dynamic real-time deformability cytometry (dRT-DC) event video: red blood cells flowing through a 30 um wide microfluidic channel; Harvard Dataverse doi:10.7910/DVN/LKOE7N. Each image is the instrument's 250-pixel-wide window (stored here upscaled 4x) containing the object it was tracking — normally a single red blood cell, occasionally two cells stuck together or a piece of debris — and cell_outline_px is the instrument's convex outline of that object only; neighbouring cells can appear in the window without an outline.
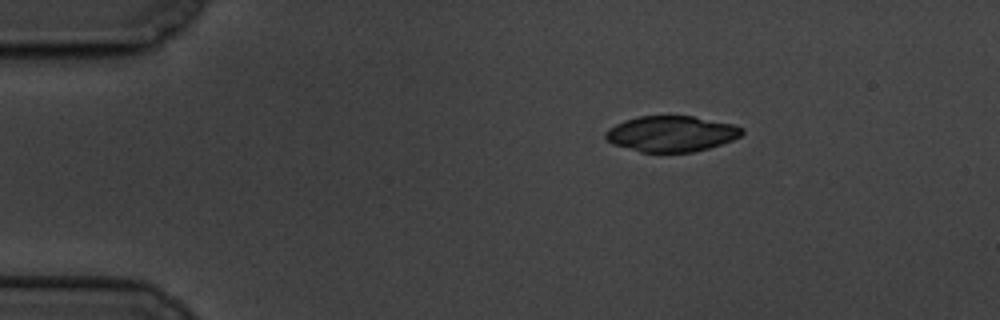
{"species": "common noctule bat (a hibernating species)", "species_latin": "Nyctalus noctula", "temperature_condition": "cold", "stored_images_in_passage": 3, "camera_frame_rate_fps": 3000, "um_per_image_px": 0.085, "animal": {"sex": "male", "body_mass_g": 19.5, "forearm_length_mm": 54.6}, "frame": {"image": 1, "passage_image": 3, "time_ms": 3.333, "image_size_px": [1000, 320], "cell_outline_px": [[744, 132], [740, 136], [732, 140], [708, 148], [692, 152], [640, 152], [612, 144], [604, 136], [604, 132], [608, 128], [624, 120], [640, 116], [692, 116], [732, 124], [744, 128]], "centroid_in_image_um": [57.04, 11.37], "position_along_channel_um": 28.0, "area_um2": 28.38}}